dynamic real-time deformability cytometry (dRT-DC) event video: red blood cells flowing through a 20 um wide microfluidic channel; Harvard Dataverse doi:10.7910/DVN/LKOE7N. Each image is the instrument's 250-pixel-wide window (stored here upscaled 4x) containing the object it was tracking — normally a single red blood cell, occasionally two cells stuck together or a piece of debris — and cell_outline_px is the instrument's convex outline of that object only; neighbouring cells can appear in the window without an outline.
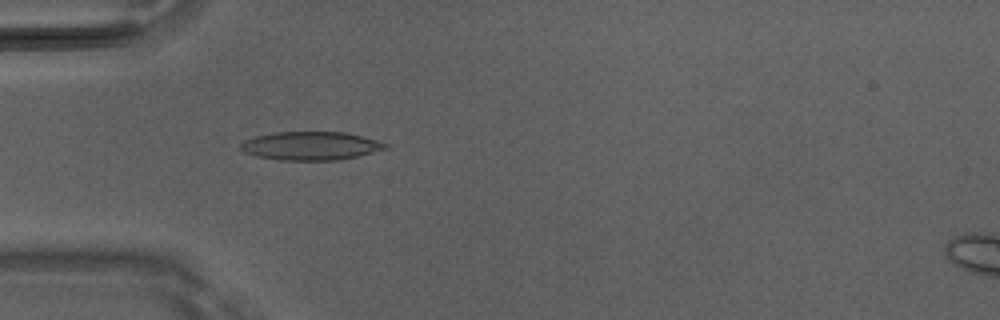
{"species": "Egyptian fruit bat (a non-hibernating species)", "species_latin": "Rousettus aegyptiacus", "temperature_condition": "room temperature", "stored_images_in_passage": 21, "camera_frame_rate_fps": 3000, "um_per_image_px": 0.085, "animal": {"sex": "male"}, "frame": {"image": 1, "passage_image": 15, "time_ms": 4.667, "image_size_px": [1000, 320], "cell_outline_px": [[392, 148], [340, 160], [280, 160], [256, 156], [244, 152], [240, 148], [240, 144], [244, 140], [256, 136], [276, 132], [344, 132], [392, 144]], "centroid_in_image_um": [26.47, 12.4], "position_along_channel_um": 58.5, "area_um2": 24.16}}